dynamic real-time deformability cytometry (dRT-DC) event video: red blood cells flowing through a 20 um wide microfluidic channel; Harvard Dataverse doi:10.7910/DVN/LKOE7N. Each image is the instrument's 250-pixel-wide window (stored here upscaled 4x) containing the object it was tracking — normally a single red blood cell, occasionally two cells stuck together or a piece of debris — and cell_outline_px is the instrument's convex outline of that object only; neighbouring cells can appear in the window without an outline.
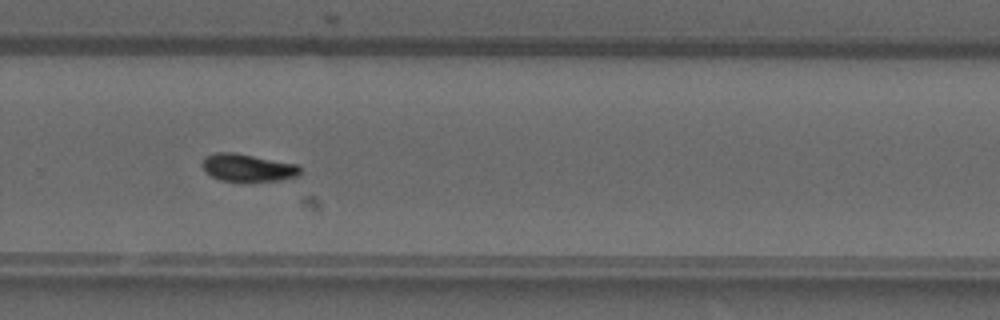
{"species": "common noctule bat (a hibernating species)", "species_latin": "Nyctalus noctula", "temperature_condition": "warm", "stored_images_in_passage": 38, "camera_frame_rate_fps": 3000, "um_per_image_px": 0.085, "animal": {"sex": "male", "forearm_length_mm": 52.5}, "frame": {"image": 1, "passage_image": 22, "time_ms": 7.0, "image_size_px": [1000, 320], "cell_outline_px": [[300, 176], [284, 180], [244, 184], [220, 180], [204, 172], [200, 164], [204, 156], [216, 152], [236, 152], [296, 164], [300, 168]], "centroid_in_image_um": [21.03, 14.3], "position_along_channel_um": 308.8, "area_um2": 16.7}}
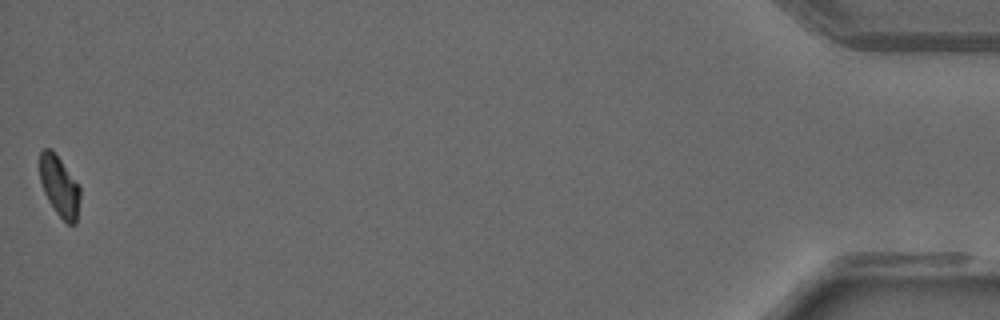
{"frame": {"image": 2, "passage_image": 38, "time_ms": 12.333, "image_size_px": [1000, 320], "cell_outline_px": [[80, 196], [76, 224], [68, 224], [56, 212], [48, 200], [44, 192], [40, 180], [40, 152], [44, 148], [52, 148], [80, 184]], "centroid_in_image_um": [5.07, 15.8], "position_along_channel_um": 430.1, "area_um2": 14.39}, "authors_computed_cell_mechanics": {"area_um2": 15.6638, "velocity_mm_per_s": 4.1222, "shape_relaxation_time_tau1_ms": 5.0699, "shape_relaxation_time_tau2_ms": 9.8053, "deformation_change_tau1": 0.1792, "deformation_change_tau2": 0.1175}}